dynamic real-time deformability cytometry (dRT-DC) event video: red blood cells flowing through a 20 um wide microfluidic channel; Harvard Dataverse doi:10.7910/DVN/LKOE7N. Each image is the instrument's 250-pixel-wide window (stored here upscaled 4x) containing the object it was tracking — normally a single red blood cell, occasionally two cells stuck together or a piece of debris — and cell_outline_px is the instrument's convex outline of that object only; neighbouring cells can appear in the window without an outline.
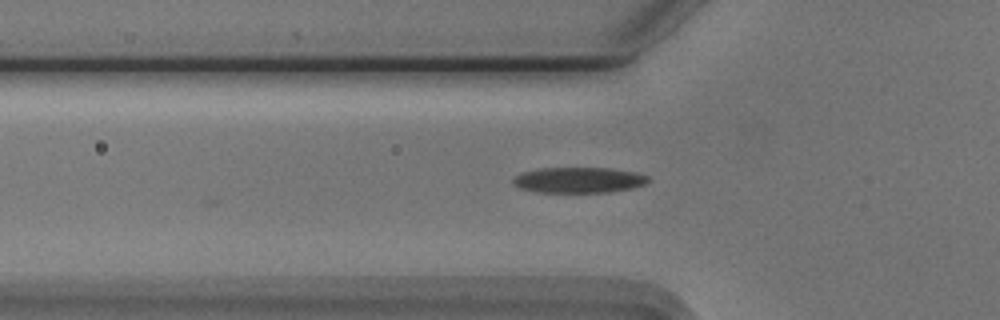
{"species": "Egyptian fruit bat (a non-hibernating species)", "species_latin": "Rousettus aegyptiacus", "temperature_condition": "cold", "stored_images_in_passage": 36, "camera_frame_rate_fps": 3000, "um_per_image_px": 0.085, "animal": {"sex": "male"}, "frame": {"image": 1, "passage_image": 8, "time_ms": 2.333, "image_size_px": [1000, 320], "cell_outline_px": [[652, 180], [644, 184], [632, 188], [612, 192], [536, 192], [520, 188], [512, 180], [516, 176], [524, 172], [540, 168], [612, 168], [636, 172], [648, 176]], "centroid_in_image_um": [49.26, 15.3], "position_along_channel_um": 76.5, "area_um2": 20.17}}
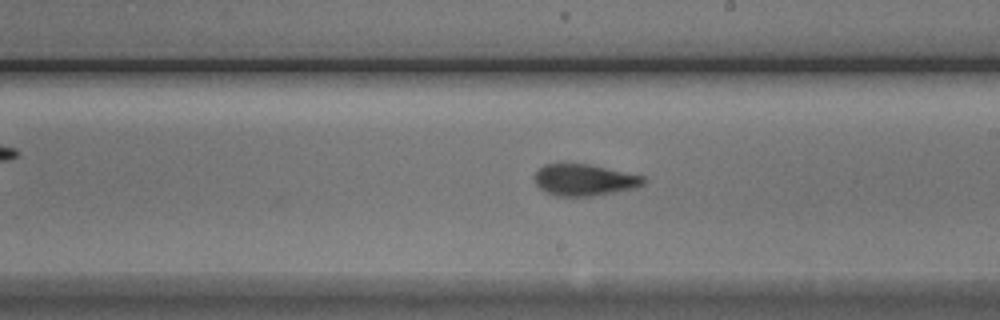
{"frame": {"image": 2, "passage_image": 21, "time_ms": 6.667, "image_size_px": [1000, 320], "cell_outline_px": [[644, 184], [636, 188], [592, 196], [556, 196], [544, 192], [536, 184], [536, 172], [544, 164], [588, 164], [644, 176]], "centroid_in_image_um": [49.67, 15.3], "position_along_channel_um": 239.3, "area_um2": 19.83}}
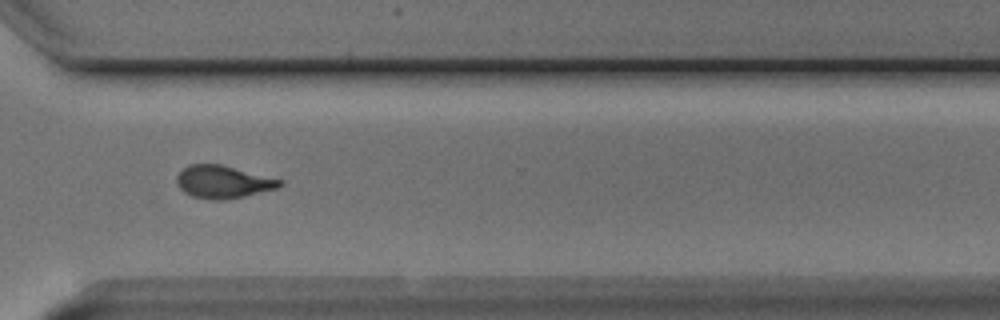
{"frame": {"image": 3, "passage_image": 30, "time_ms": 9.667, "image_size_px": [1000, 320], "cell_outline_px": [[284, 184], [280, 188], [228, 200], [208, 200], [192, 196], [184, 192], [180, 188], [176, 180], [176, 176], [188, 164], [224, 164], [284, 180]], "centroid_in_image_um": [19.02, 15.46], "position_along_channel_um": 351.6, "area_um2": 20.11}, "authors_computed_cell_mechanics": {"area_um2": 19.8254, "velocity_mm_per_s": 3.7486, "shape_relaxation_time_tau1_ms": 3.2496, "shape_relaxation_time_tau2_ms": 1.6693, "deformation_change_tau1": 0.1509, "deformation_change_tau2": 0.0975}}